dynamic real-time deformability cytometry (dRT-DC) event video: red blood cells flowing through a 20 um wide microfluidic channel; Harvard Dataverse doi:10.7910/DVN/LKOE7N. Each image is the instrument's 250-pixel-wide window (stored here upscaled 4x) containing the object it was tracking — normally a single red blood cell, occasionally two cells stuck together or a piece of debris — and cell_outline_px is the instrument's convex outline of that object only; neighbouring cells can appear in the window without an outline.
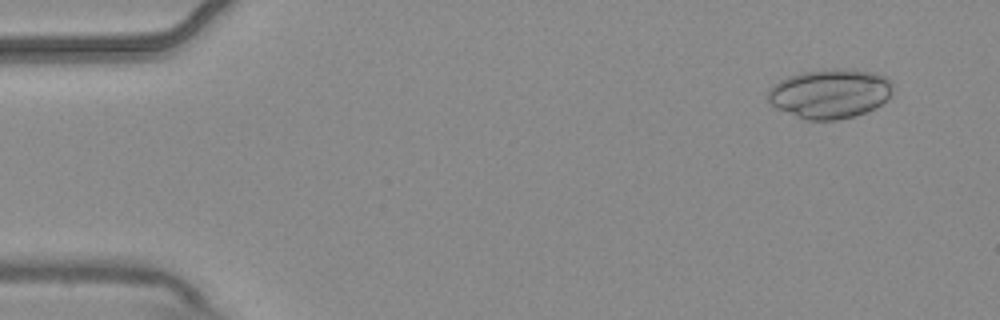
{"species": "common noctule bat (a hibernating species)", "species_latin": "Nyctalus noctula", "temperature_condition": "warm", "stored_images_in_passage": 5, "camera_frame_rate_fps": 3000, "um_per_image_px": 0.085, "animal": {"sex": "male", "body_mass_g": 20.4}, "frame": {"image": 1, "passage_image": 1, "time_ms": 0.0, "image_size_px": [1000, 320], "cell_outline_px": [[892, 92], [876, 108], [856, 116], [836, 120], [804, 120], [776, 108], [768, 100], [768, 88], [772, 84], [788, 76], [800, 72], [836, 68], [852, 68], [872, 72], [888, 76], [892, 84]], "centroid_in_image_um": [70.54, 7.94], "position_along_channel_um": 14.5, "area_um2": 36.41}}